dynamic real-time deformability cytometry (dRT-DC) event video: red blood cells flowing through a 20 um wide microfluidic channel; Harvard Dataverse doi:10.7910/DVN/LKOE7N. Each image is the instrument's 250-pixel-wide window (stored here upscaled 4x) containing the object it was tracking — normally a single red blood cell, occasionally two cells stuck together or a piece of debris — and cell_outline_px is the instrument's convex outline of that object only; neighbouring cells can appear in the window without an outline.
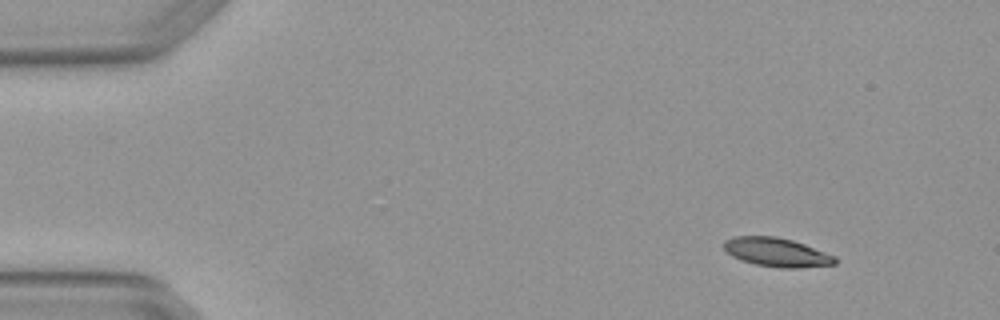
{"species": "Egyptian fruit bat (a non-hibernating species)", "species_latin": "Rousettus aegyptiacus", "temperature_condition": "warm", "stored_images_in_passage": 5, "camera_frame_rate_fps": 3000, "um_per_image_px": 0.085, "animal": {"sex": "female"}, "frame": {"image": 1, "passage_image": 1, "time_ms": 0.0, "image_size_px": [1000, 320], "cell_outline_px": [[836, 264], [800, 268], [780, 268], [756, 264], [740, 260], [732, 256], [724, 248], [724, 240], [732, 236], [776, 236], [792, 240], [804, 244], [836, 256]], "centroid_in_image_um": [66.02, 21.44], "position_along_channel_um": 19.0, "area_um2": 18.73}}
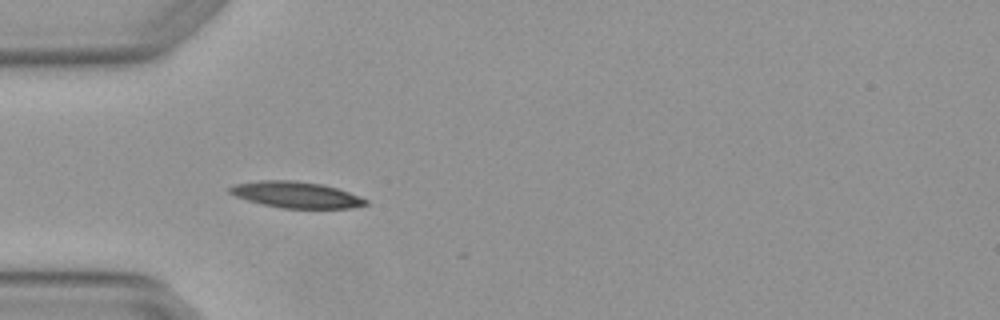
{"frame": {"image": 2, "passage_image": 4, "time_ms": 1.0, "image_size_px": [1000, 320], "cell_outline_px": [[368, 204], [352, 208], [280, 208], [260, 204], [236, 196], [228, 192], [228, 188], [236, 184], [260, 180], [292, 180], [324, 184], [348, 192], [368, 200]], "centroid_in_image_um": [25.16, 16.55], "position_along_channel_um": 59.8, "area_um2": 20.75}}
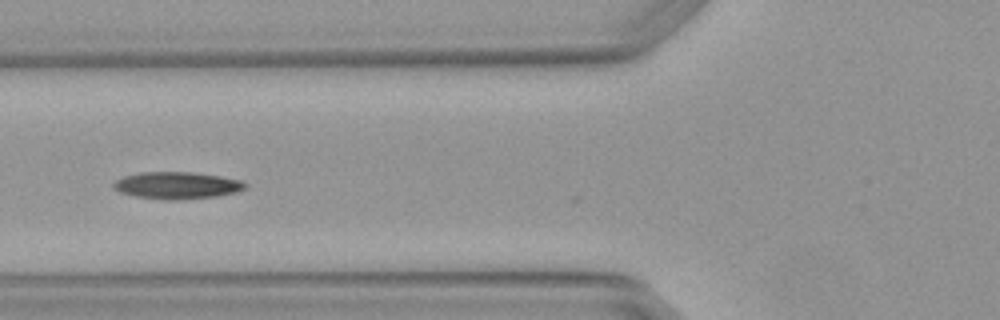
{"frame": {"image": 3, "passage_image": 5, "time_ms": 1.333, "image_size_px": [1000, 320], "cell_outline_px": [[248, 184], [244, 188], [236, 192], [216, 196], [176, 200], [164, 200], [136, 196], [120, 192], [112, 188], [112, 184], [116, 180], [124, 176], [140, 172], [192, 172], [220, 176], [240, 180]], "centroid_in_image_um": [15.01, 15.75], "position_along_channel_um": 110.8, "area_um2": 20.69}}